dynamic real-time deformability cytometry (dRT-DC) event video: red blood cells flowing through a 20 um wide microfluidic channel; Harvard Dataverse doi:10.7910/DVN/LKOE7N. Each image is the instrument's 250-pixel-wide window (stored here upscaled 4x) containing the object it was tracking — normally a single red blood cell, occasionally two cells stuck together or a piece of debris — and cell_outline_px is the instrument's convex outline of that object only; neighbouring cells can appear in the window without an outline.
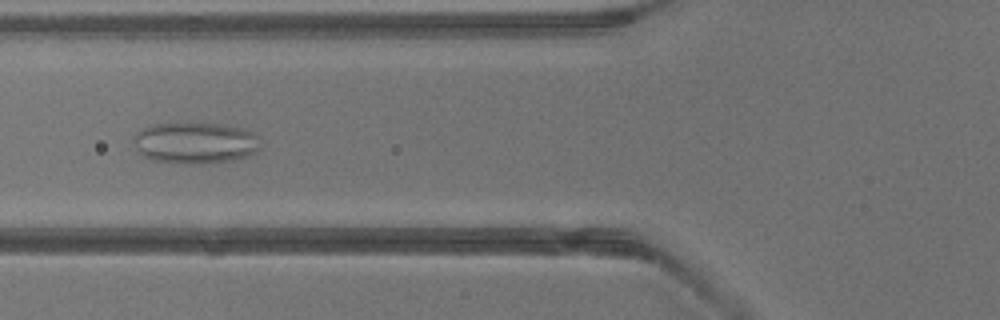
{"species": "common noctule bat (a hibernating species)", "species_latin": "Nyctalus noctula", "temperature_condition": "warm", "stored_images_in_passage": 40, "camera_frame_rate_fps": 3000, "um_per_image_px": 0.085, "animal": {"sex": "male", "body_mass_g": 13.3}, "frame": {"image": 1, "passage_image": 15, "time_ms": 4.667, "image_size_px": [1000, 320], "cell_outline_px": [[260, 148], [256, 152], [244, 156], [228, 160], [200, 164], [156, 160], [144, 156], [136, 152], [136, 132], [144, 128], [156, 124], [224, 124], [244, 128], [252, 132], [256, 136], [260, 144]], "centroid_in_image_um": [16.62, 12.14], "position_along_channel_um": 109.2, "area_um2": 29.82}}
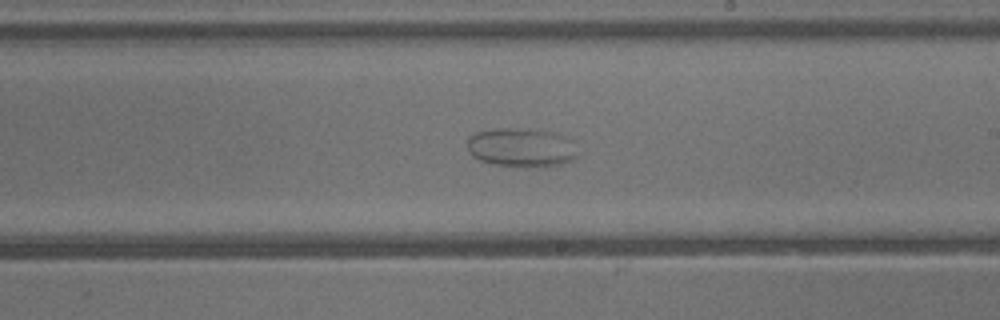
{"frame": {"image": 2, "passage_image": 23, "time_ms": 7.333, "image_size_px": [1000, 320], "cell_outline_px": [[580, 152], [576, 156], [560, 164], [492, 164], [480, 160], [472, 156], [468, 148], [468, 136], [476, 132], [492, 128], [516, 128], [556, 132], [576, 140]], "centroid_in_image_um": [44.35, 12.47], "position_along_channel_um": 244.7, "area_um2": 24.68}}
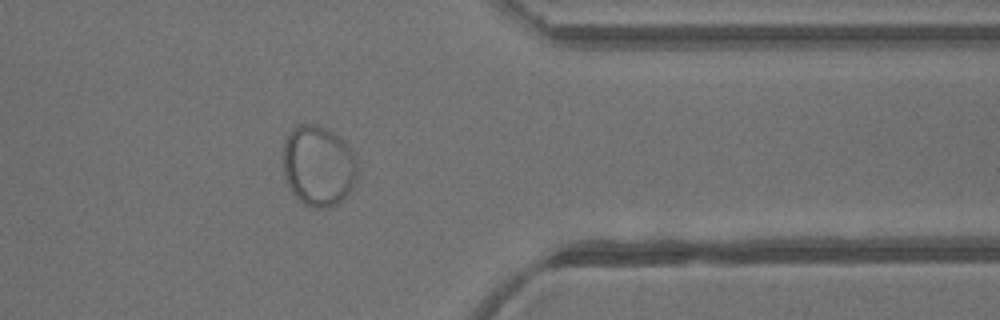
{"frame": {"image": 3, "passage_image": 32, "time_ms": 10.333, "image_size_px": [1000, 320], "cell_outline_px": [[356, 180], [352, 188], [336, 204], [328, 208], [312, 208], [304, 204], [292, 192], [284, 176], [284, 144], [292, 128], [296, 124], [320, 124], [336, 132], [352, 148], [356, 160]], "centroid_in_image_um": [27.08, 14.06], "position_along_channel_um": 384.3, "area_um2": 35.2}}